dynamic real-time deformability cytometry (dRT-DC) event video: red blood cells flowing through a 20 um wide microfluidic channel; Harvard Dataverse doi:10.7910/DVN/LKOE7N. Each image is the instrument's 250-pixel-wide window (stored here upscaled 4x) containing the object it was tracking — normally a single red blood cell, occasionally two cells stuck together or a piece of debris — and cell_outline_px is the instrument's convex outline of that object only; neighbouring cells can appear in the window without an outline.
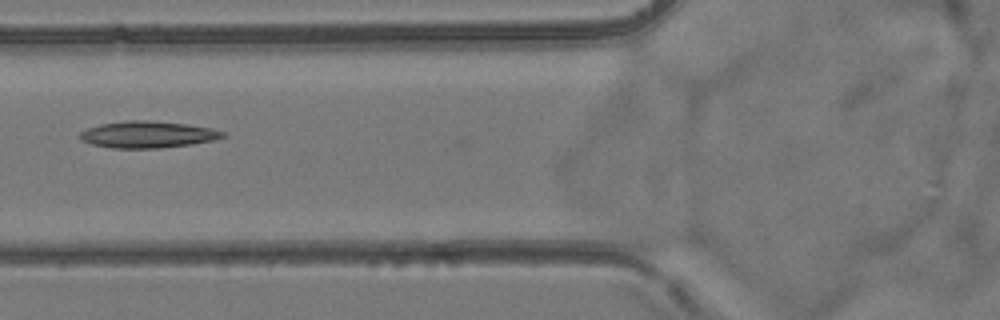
{"species": "common noctule bat (a hibernating species)", "species_latin": "Nyctalus noctula", "temperature_condition": "room temperature", "stored_images_in_passage": 7, "camera_frame_rate_fps": 3000, "um_per_image_px": 0.085, "animal": {"sex": "female", "body_mass_g": 24.6, "forearm_length_mm": 56.2}, "frame": {"image": 1, "passage_image": 7, "time_ms": 8.0, "image_size_px": [1000, 320], "cell_outline_px": [[228, 136], [212, 140], [192, 144], [160, 148], [112, 148], [92, 144], [80, 140], [80, 132], [88, 128], [100, 124], [128, 120], [148, 120], [184, 124], [212, 128], [228, 132]], "centroid_in_image_um": [12.59, 11.43], "position_along_channel_um": 113.2, "area_um2": 22.25}}